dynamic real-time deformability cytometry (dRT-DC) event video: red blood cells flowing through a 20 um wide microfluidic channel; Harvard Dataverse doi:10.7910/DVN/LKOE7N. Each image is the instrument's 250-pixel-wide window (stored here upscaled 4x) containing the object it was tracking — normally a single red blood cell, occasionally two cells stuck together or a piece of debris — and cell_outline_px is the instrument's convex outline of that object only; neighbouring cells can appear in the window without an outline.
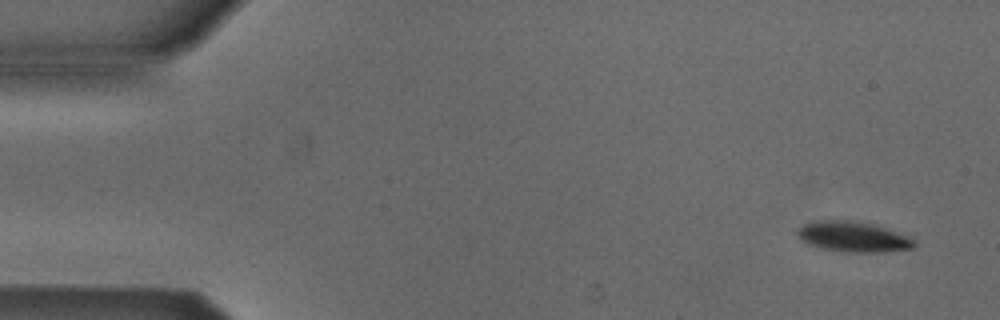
{"species": "Egyptian fruit bat (a non-hibernating species)", "species_latin": "Rousettus aegyptiacus", "temperature_condition": "cold", "stored_images_in_passage": 5, "camera_frame_rate_fps": 3000, "um_per_image_px": 0.085, "animal": {"sex": "male"}, "frame": {"image": 1, "passage_image": 1, "time_ms": 0.0, "image_size_px": [1000, 320], "cell_outline_px": [[916, 244], [912, 248], [880, 252], [844, 252], [820, 248], [808, 244], [800, 240], [796, 232], [804, 224], [812, 220], [848, 220], [872, 224], [908, 236], [916, 240]], "centroid_in_image_um": [72.48, 20.12], "position_along_channel_um": 12.5, "area_um2": 20.63}}
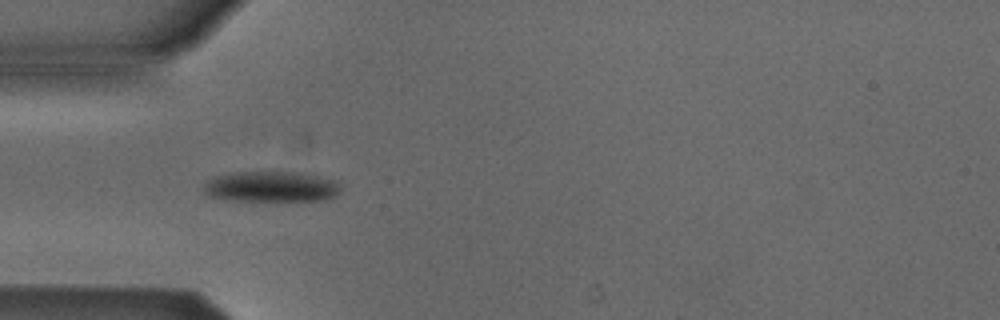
{"frame": {"image": 2, "passage_image": 4, "time_ms": 1.0, "image_size_px": [1000, 320], "cell_outline_px": [[340, 192], [336, 196], [324, 200], [224, 200], [208, 196], [204, 192], [204, 184], [208, 180], [216, 176], [236, 172], [296, 172], [336, 180], [340, 184]], "centroid_in_image_um": [23.05, 15.87], "position_along_channel_um": 62.0, "area_um2": 24.39}}
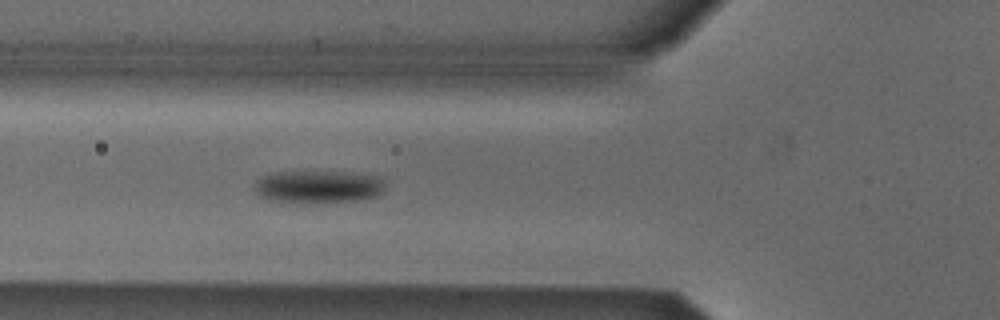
{"frame": {"image": 3, "passage_image": 5, "time_ms": 1.333, "image_size_px": [1000, 320], "cell_outline_px": [[384, 192], [376, 196], [360, 200], [268, 200], [260, 196], [256, 192], [256, 180], [264, 176], [276, 172], [360, 172], [376, 176], [384, 180]], "centroid_in_image_um": [27.14, 15.82], "position_along_channel_um": 98.7, "area_um2": 23.93}}